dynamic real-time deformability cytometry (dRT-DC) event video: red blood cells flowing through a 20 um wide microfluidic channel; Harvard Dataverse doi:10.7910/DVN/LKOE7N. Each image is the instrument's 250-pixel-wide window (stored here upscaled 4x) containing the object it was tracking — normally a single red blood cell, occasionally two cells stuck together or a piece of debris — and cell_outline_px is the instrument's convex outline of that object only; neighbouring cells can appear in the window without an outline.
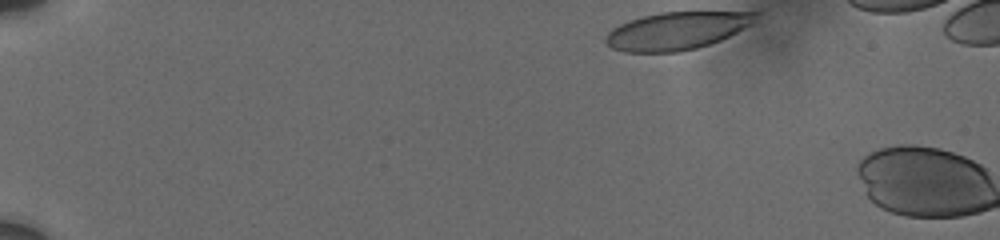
{"species": "human", "species_latin": "Homo sapiens", "temperature_condition": "cold", "stored_images_in_passage": 3, "camera_frame_rate_fps": 3000, "um_per_image_px": 0.085, "donor": {"sex": "male"}, "frame": {"image": 1, "passage_image": 1, "time_ms": 0.0, "image_size_px": [1000, 240], "cell_outline_px": [[760, 12], [752, 24], [720, 40], [696, 48], [680, 52], [624, 52], [612, 48], [604, 40], [604, 36], [612, 28], [628, 20], [660, 12]], "centroid_in_image_um": [57.48, 2.62], "position_along_channel_um": 27.5, "area_um2": 32.77}}